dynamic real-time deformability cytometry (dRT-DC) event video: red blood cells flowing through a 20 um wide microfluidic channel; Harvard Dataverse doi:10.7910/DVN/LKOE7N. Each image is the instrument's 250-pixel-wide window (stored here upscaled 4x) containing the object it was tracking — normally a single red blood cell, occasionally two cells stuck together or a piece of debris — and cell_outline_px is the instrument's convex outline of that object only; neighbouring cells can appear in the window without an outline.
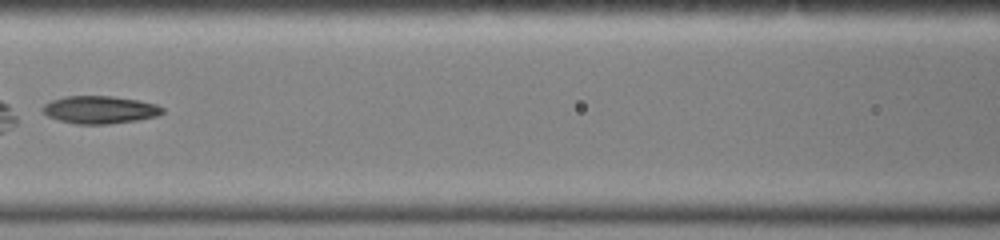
{"species": "common noctule bat (a hibernating species)", "species_latin": "Nyctalus noctula", "temperature_condition": "warm", "stored_images_in_passage": 23, "camera_frame_rate_fps": 3000, "um_per_image_px": 0.085, "animal": {"sex": "female", "body_mass_g": 19.0, "forearm_length_mm": 51.5}, "frame": {"image": 1, "passage_image": 17, "time_ms": 5.333, "image_size_px": [1000, 240], "cell_outline_px": [[164, 112], [156, 116], [136, 120], [108, 124], [76, 124], [60, 120], [48, 116], [40, 112], [40, 108], [44, 104], [52, 100], [64, 96], [112, 96], [140, 100], [156, 104], [164, 108]], "centroid_in_image_um": [8.46, 9.32], "position_along_channel_um": 158.1, "area_um2": 19.42}}